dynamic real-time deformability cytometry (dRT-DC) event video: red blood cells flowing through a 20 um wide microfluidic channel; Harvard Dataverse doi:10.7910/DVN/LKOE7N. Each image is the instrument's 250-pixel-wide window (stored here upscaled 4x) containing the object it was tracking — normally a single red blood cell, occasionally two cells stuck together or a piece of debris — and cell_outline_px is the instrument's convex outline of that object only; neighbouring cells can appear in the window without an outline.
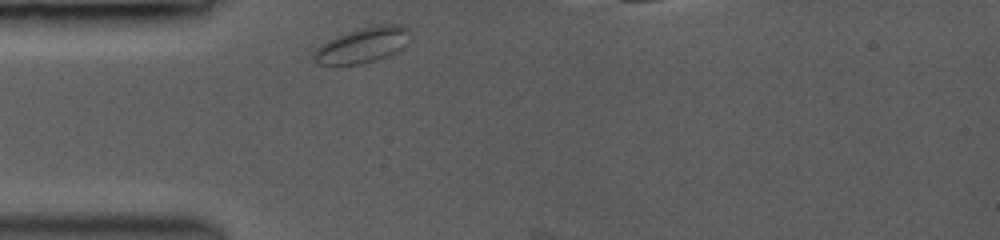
{"species": "common noctule bat (a hibernating species)", "species_latin": "Nyctalus noctula", "temperature_condition": "room temperature", "stored_images_in_passage": 3, "camera_frame_rate_fps": 3500, "um_per_image_px": 0.085, "animal": {"sex": "female", "body_mass_g": 19.0, "forearm_length_mm": 53.3}, "frame": {"image": 1, "passage_image": 1, "time_ms": 0.0, "image_size_px": [1000, 240], "cell_outline_px": [[408, 32], [404, 44], [400, 48], [384, 56], [360, 64], [320, 64], [312, 56], [312, 52], [320, 44], [336, 36], [348, 32], [364, 28], [384, 24], [400, 24], [408, 28]], "centroid_in_image_um": [30.73, 3.83], "position_along_channel_um": 54.3, "area_um2": 18.96}}